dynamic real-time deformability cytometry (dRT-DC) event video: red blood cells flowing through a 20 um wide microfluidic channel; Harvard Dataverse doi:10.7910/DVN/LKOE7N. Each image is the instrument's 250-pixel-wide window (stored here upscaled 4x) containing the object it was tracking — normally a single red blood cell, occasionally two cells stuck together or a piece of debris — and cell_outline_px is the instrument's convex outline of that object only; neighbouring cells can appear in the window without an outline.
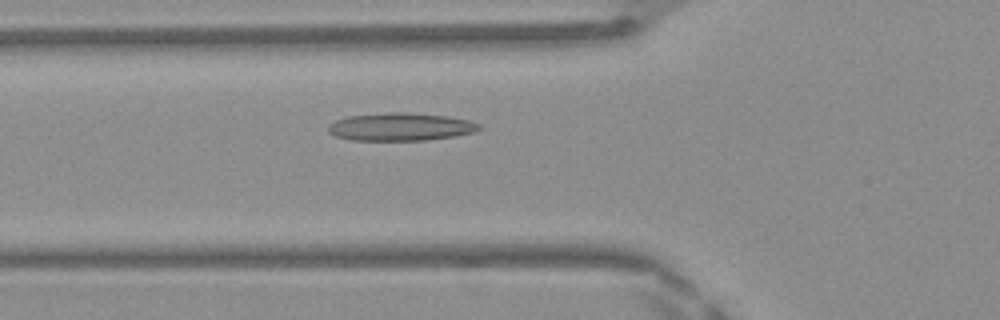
{"species": "Egyptian fruit bat (a non-hibernating species)", "species_latin": "Rousettus aegyptiacus", "temperature_condition": "warm", "stored_images_in_passage": 44, "camera_frame_rate_fps": 3000, "um_per_image_px": 0.085, "frame": {"image": 1, "passage_image": 13, "time_ms": 4.0, "image_size_px": [1000, 320], "cell_outline_px": [[480, 128], [476, 132], [456, 136], [424, 140], [352, 140], [336, 136], [328, 132], [328, 124], [336, 120], [348, 116], [388, 112], [404, 112], [448, 116], [468, 120], [480, 124]], "centroid_in_image_um": [34.05, 10.78], "position_along_channel_um": 91.8, "area_um2": 24.51}}
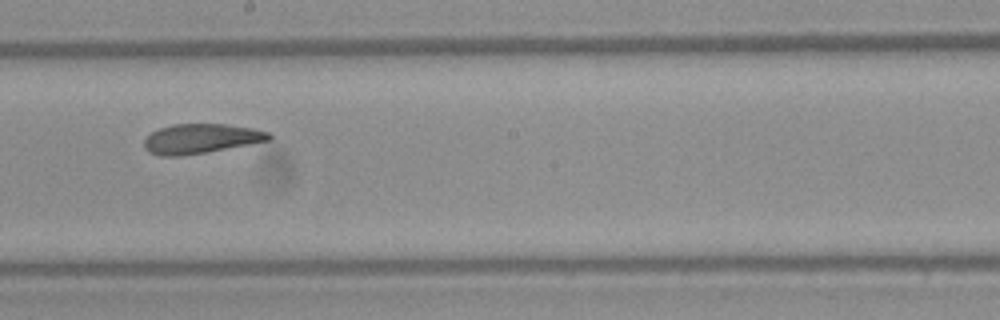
{"frame": {"image": 2, "passage_image": 23, "time_ms": 7.333, "image_size_px": [1000, 320], "cell_outline_px": [[272, 140], [204, 152], [180, 156], [160, 156], [148, 152], [144, 148], [144, 140], [152, 132], [160, 128], [172, 124], [224, 124], [252, 128], [268, 132], [272, 136]], "centroid_in_image_um": [17.06, 11.78], "position_along_channel_um": 231.1, "area_um2": 21.39}}
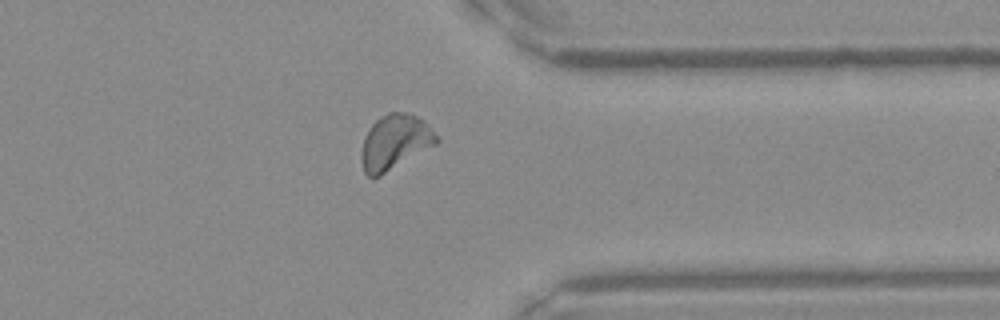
{"frame": {"image": 3, "passage_image": 34, "time_ms": 11.0, "image_size_px": [1000, 320], "cell_outline_px": [[440, 140], [436, 144], [380, 176], [368, 176], [364, 172], [360, 160], [360, 152], [364, 136], [368, 128], [376, 120], [388, 112], [404, 112], [416, 116], [424, 120], [428, 124]], "centroid_in_image_um": [33.53, 12.08], "position_along_channel_um": 377.9, "area_um2": 24.1}, "authors_computed_cell_mechanics": {"area_um2": 22.7154, "velocity_mm_per_s": 4.1617, "shape_relaxation_time_tau1_ms": 9.3301, "shape_relaxation_time_tau2_ms": 1.8095, "deformation_change_tau1": 0.2337, "deformation_change_tau2": 0.0857}}